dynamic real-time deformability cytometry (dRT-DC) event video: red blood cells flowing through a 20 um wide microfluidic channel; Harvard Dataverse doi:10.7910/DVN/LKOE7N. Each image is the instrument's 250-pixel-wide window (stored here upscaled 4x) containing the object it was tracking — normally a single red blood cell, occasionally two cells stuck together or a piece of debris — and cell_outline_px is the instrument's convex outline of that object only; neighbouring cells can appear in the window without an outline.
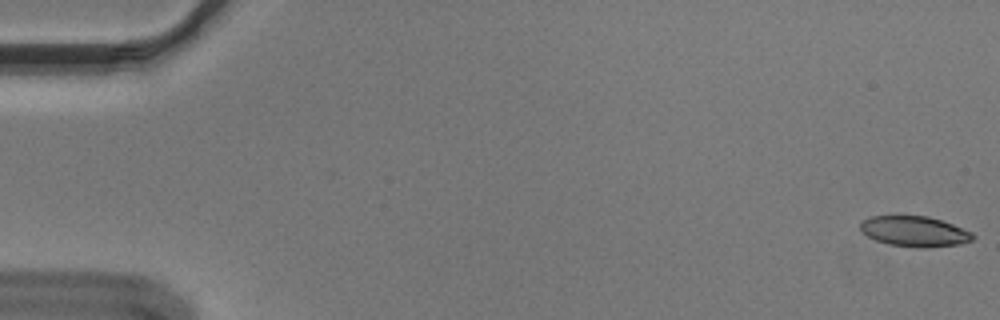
{"species": "Egyptian fruit bat (a non-hibernating species)", "species_latin": "Rousettus aegyptiacus", "temperature_condition": "cold", "stored_images_in_passage": 18, "camera_frame_rate_fps": 3000, "um_per_image_px": 0.085, "animal": {"sex": "male"}, "frame": {"image": 1, "passage_image": 1, "time_ms": 0.0, "image_size_px": [1000, 320], "cell_outline_px": [[976, 236], [972, 240], [960, 244], [924, 248], [916, 248], [888, 244], [876, 240], [868, 236], [860, 228], [860, 220], [868, 216], [928, 216], [952, 224], [972, 232]], "centroid_in_image_um": [77.73, 19.67], "position_along_channel_um": 7.3, "area_um2": 20.0}}
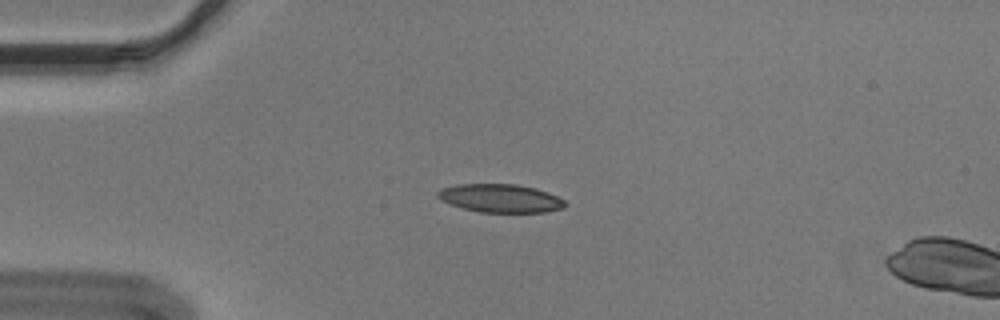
{"frame": {"image": 2, "passage_image": 14, "time_ms": 4.333, "image_size_px": [1000, 320], "cell_outline_px": [[568, 204], [564, 208], [544, 212], [480, 212], [464, 208], [440, 200], [436, 196], [436, 192], [444, 188], [456, 184], [516, 184], [536, 188], [548, 192], [564, 200]], "centroid_in_image_um": [42.55, 16.85], "position_along_channel_um": 42.4, "area_um2": 20.98}}